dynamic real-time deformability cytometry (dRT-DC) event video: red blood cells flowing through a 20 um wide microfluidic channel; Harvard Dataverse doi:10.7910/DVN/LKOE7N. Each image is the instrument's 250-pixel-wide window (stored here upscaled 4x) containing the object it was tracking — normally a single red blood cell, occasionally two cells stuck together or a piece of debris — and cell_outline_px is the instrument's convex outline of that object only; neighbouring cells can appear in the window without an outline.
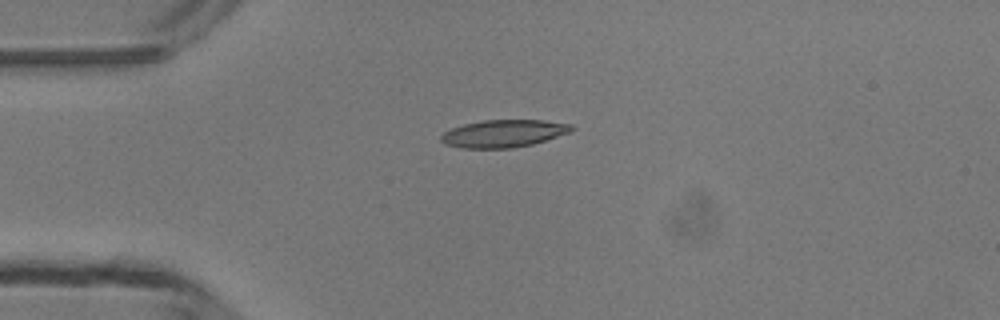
{"species": "common noctule bat (a hibernating species)", "species_latin": "Nyctalus noctula", "temperature_condition": "room temperature", "stored_images_in_passage": 2, "camera_frame_rate_fps": 3000, "um_per_image_px": 0.085, "animal": {"sex": "male", "body_mass_g": 13.3}, "frame": {"image": 1, "passage_image": 1, "time_ms": 0.0, "image_size_px": [1000, 320], "cell_outline_px": [[576, 128], [572, 132], [532, 144], [512, 148], [464, 148], [444, 144], [440, 140], [440, 136], [444, 132], [452, 128], [464, 124], [484, 120], [544, 120], [572, 124]], "centroid_in_image_um": [42.84, 11.34], "position_along_channel_um": 42.2, "area_um2": 20.98}}
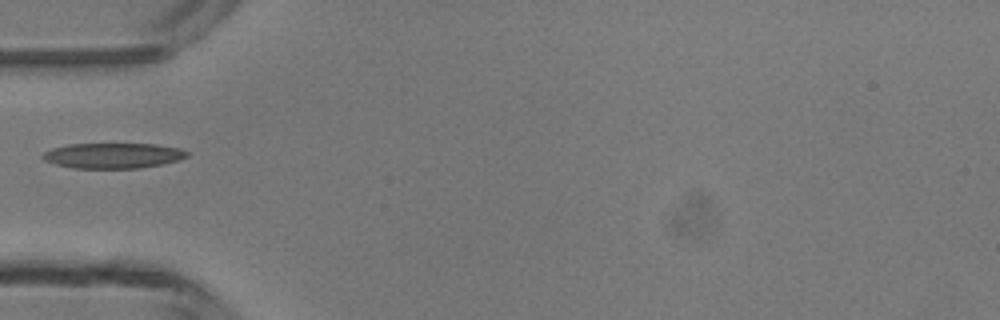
{"frame": {"image": 2, "passage_image": 2, "time_ms": 1.333, "image_size_px": [1000, 320], "cell_outline_px": [[188, 156], [176, 160], [160, 164], [140, 168], [72, 168], [56, 164], [44, 160], [40, 156], [44, 152], [52, 148], [68, 144], [156, 144], [180, 148], [188, 152]], "centroid_in_image_um": [9.57, 13.22], "position_along_channel_um": 75.4, "area_um2": 21.21}}